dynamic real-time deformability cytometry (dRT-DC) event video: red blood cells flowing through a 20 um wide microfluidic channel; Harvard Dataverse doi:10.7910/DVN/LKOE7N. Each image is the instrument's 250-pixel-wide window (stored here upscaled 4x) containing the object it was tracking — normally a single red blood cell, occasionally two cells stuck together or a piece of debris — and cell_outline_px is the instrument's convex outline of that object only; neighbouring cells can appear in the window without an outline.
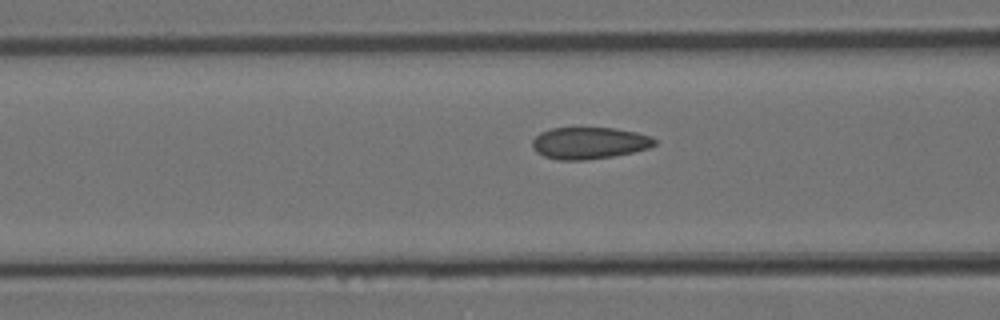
{"species": "Egyptian fruit bat (a non-hibernating species)", "species_latin": "Rousettus aegyptiacus", "temperature_condition": "room temperature", "stored_images_in_passage": 16, "camera_frame_rate_fps": 3000, "um_per_image_px": 0.085, "animal": {"sex": "female"}, "frame": {"image": 1, "passage_image": 14, "time_ms": 4.333, "image_size_px": [1000, 320], "cell_outline_px": [[656, 144], [648, 148], [632, 152], [612, 156], [588, 160], [556, 160], [544, 156], [536, 152], [532, 148], [532, 140], [540, 132], [552, 128], [616, 128], [636, 132], [652, 136], [656, 140]], "centroid_in_image_um": [50.07, 12.16], "position_along_channel_um": 116.5, "area_um2": 22.77}}